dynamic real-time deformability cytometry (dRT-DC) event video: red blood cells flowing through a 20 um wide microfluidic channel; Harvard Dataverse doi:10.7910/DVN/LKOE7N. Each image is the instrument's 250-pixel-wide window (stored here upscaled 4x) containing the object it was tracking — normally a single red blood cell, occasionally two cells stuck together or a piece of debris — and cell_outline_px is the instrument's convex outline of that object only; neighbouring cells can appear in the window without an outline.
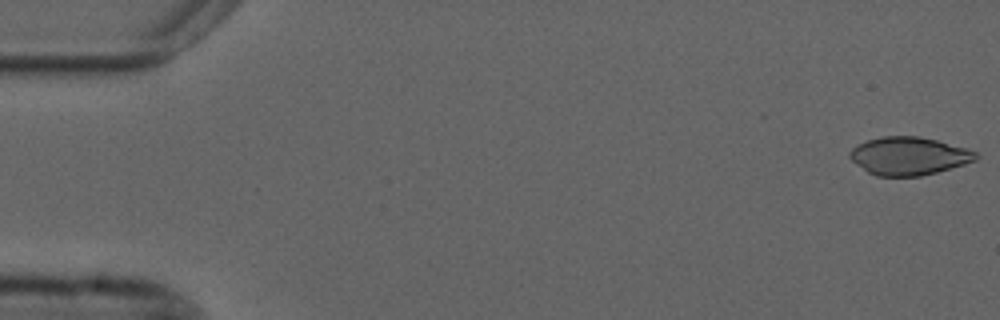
{"species": "common noctule bat (a hibernating species)", "species_latin": "Nyctalus noctula", "temperature_condition": "cold", "stored_images_in_passage": 13, "camera_frame_rate_fps": 3000, "um_per_image_px": 0.085, "animal": {"sex": "male", "forearm_length_mm": 52.5}, "frame": {"image": 1, "passage_image": 1, "time_ms": 0.0, "image_size_px": [1000, 320], "cell_outline_px": [[976, 160], [964, 164], [936, 172], [920, 176], [876, 176], [868, 172], [856, 164], [848, 156], [848, 152], [856, 144], [868, 140], [884, 136], [920, 136], [936, 140], [964, 148], [976, 152]], "centroid_in_image_um": [77.19, 13.26], "position_along_channel_um": 7.8, "area_um2": 27.69}}